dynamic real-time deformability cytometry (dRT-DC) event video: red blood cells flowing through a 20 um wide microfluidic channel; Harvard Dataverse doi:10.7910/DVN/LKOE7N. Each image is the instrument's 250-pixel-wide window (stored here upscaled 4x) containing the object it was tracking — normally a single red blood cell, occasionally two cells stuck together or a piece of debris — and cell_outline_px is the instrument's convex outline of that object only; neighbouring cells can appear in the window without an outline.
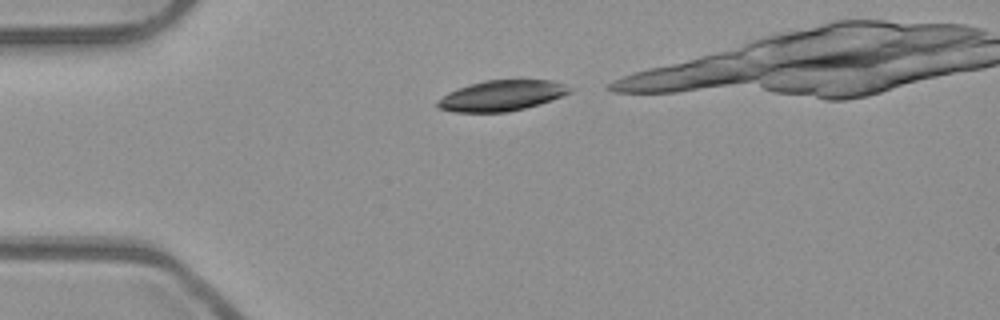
{"species": "common noctule bat (a hibernating species)", "species_latin": "Nyctalus noctula", "temperature_condition": "room temperature", "stored_images_in_passage": 11, "camera_frame_rate_fps": 3000, "um_per_image_px": 0.085, "animal": {"sex": "male", "body_mass_g": 23.1, "forearm_length_mm": 52.7}, "frame": {"image": 1, "passage_image": 1, "time_ms": 0.0, "image_size_px": [1000, 320], "cell_outline_px": [[572, 88], [568, 92], [552, 100], [524, 108], [508, 112], [456, 112], [436, 108], [436, 104], [448, 92], [484, 80], [552, 80], [564, 84]], "centroid_in_image_um": [42.63, 8.13], "position_along_channel_um": 42.4, "area_um2": 23.18}}
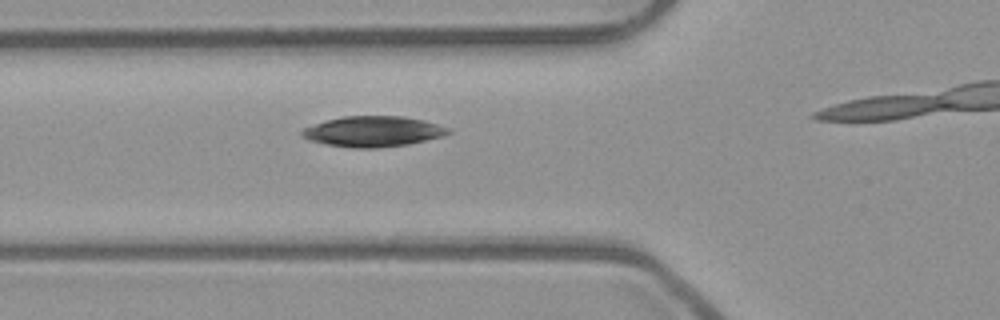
{"frame": {"image": 2, "passage_image": 7, "time_ms": 2.0, "image_size_px": [1000, 320], "cell_outline_px": [[452, 132], [440, 136], [408, 144], [376, 148], [352, 148], [328, 144], [308, 140], [300, 132], [304, 128], [328, 120], [344, 116], [404, 116], [436, 124], [448, 128]], "centroid_in_image_um": [31.69, 11.17], "position_along_channel_um": 94.1, "area_um2": 25.49}}
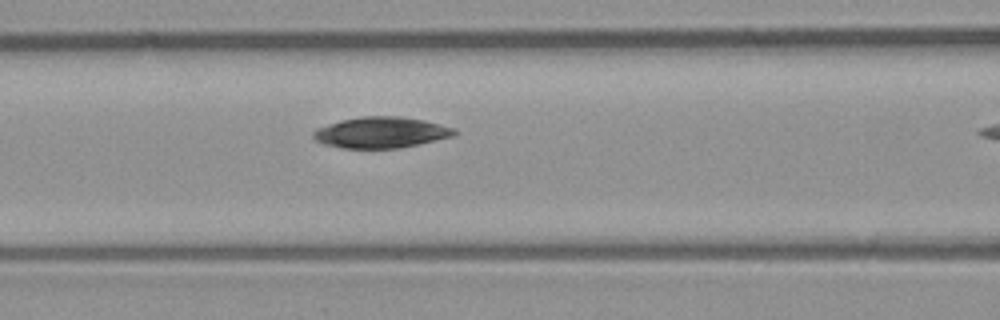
{"frame": {"image": 3, "passage_image": 10, "time_ms": 3.0, "image_size_px": [1000, 320], "cell_outline_px": [[456, 132], [452, 136], [400, 148], [340, 148], [324, 144], [316, 140], [312, 136], [312, 132], [316, 128], [344, 120], [364, 116], [400, 116], [424, 120], [456, 128]], "centroid_in_image_um": [32.38, 11.26], "position_along_channel_um": 134.2, "area_um2": 25.26}}